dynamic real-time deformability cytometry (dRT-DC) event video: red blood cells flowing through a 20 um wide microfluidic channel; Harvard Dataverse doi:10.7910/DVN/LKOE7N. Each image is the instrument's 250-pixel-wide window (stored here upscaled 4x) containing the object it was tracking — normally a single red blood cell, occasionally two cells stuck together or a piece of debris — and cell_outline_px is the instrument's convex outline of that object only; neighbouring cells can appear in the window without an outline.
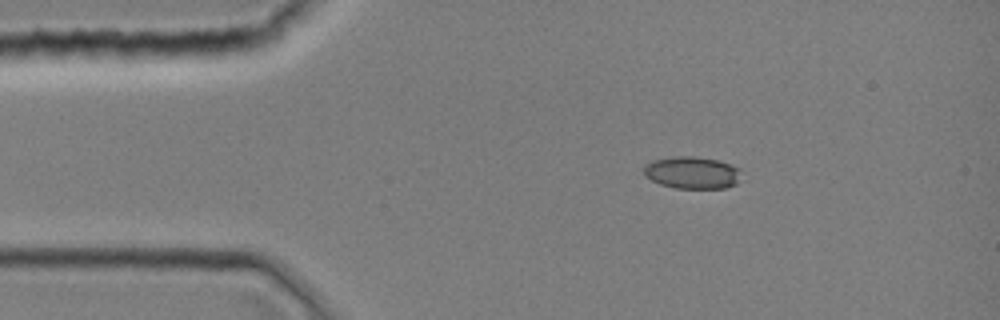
{"species": "common noctule bat (a hibernating species)", "species_latin": "Nyctalus noctula", "temperature_condition": "room temperature", "stored_images_in_passage": 2, "camera_frame_rate_fps": 3000, "um_per_image_px": 0.085, "animal": {"sex": "female", "body_mass_g": 19.0, "forearm_length_mm": 51.5}, "frame": {"image": 1, "passage_image": 2, "time_ms": 0.333, "image_size_px": [1000, 320], "cell_outline_px": [[740, 168], [736, 184], [724, 188], [676, 188], [660, 184], [644, 176], [644, 164], [652, 160], [672, 156], [696, 156], [716, 160], [732, 164]], "centroid_in_image_um": [58.79, 14.66], "position_along_channel_um": 26.2, "area_um2": 18.32}}